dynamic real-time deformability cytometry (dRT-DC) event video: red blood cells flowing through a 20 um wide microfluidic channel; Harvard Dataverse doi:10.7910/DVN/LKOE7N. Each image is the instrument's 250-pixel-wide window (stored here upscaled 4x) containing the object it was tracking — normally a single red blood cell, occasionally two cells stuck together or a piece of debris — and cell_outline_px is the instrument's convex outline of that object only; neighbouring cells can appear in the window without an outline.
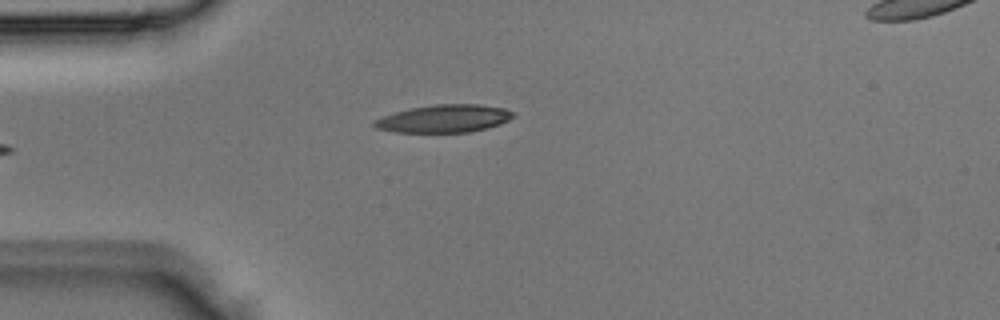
{"species": "Egyptian fruit bat (a non-hibernating species)", "species_latin": "Rousettus aegyptiacus", "temperature_condition": "room temperature", "stored_images_in_passage": 3, "camera_frame_rate_fps": 3000, "um_per_image_px": 0.085, "animal": {"sex": "male"}, "frame": {"image": 1, "passage_image": 3, "time_ms": 0.667, "image_size_px": [1000, 320], "cell_outline_px": [[516, 116], [500, 124], [488, 128], [468, 132], [396, 132], [376, 128], [372, 124], [372, 120], [396, 112], [412, 108], [432, 104], [480, 104], [504, 108], [516, 112]], "centroid_in_image_um": [37.79, 10.07], "position_along_channel_um": 47.2, "area_um2": 22.54}}